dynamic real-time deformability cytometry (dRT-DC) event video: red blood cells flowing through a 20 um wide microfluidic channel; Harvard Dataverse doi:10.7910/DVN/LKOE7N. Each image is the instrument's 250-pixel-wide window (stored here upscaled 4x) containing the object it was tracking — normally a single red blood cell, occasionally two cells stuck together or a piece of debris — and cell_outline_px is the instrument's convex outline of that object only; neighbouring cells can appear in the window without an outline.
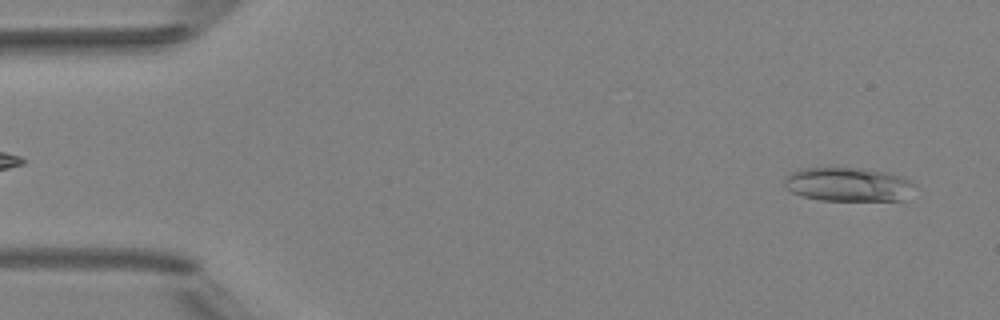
{"species": "Egyptian fruit bat (a non-hibernating species)", "species_latin": "Rousettus aegyptiacus", "temperature_condition": "room temperature", "stored_images_in_passage": 2, "camera_frame_rate_fps": 3000, "um_per_image_px": 0.085, "animal": {"sex": "female"}, "frame": {"image": 1, "passage_image": 2, "time_ms": 1.333, "image_size_px": [1000, 320], "cell_outline_px": [[916, 184], [904, 200], [820, 200], [804, 196], [792, 192], [784, 184], [784, 176], [800, 168], [864, 168], [904, 176], [912, 180]], "centroid_in_image_um": [72.11, 15.66], "position_along_channel_um": 12.9, "area_um2": 25.78}}